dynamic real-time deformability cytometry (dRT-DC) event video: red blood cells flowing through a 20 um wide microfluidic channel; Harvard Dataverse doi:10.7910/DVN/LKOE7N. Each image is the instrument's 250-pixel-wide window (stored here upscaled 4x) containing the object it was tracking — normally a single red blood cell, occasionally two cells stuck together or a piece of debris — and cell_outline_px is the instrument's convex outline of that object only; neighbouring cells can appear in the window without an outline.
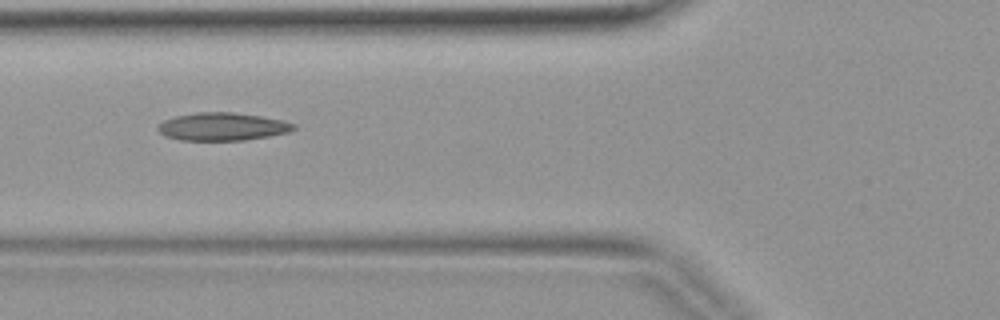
{"species": "common noctule bat (a hibernating species)", "species_latin": "Nyctalus noctula", "temperature_condition": "warm", "stored_images_in_passage": 4, "camera_frame_rate_fps": 3000, "um_per_image_px": 0.085, "animal": {"sex": "female", "body_mass_g": 19.9}, "frame": {"image": 1, "passage_image": 4, "time_ms": 1.0, "image_size_px": [1000, 320], "cell_outline_px": [[296, 128], [288, 132], [268, 136], [244, 140], [180, 140], [164, 136], [156, 128], [164, 120], [176, 116], [196, 112], [232, 112], [260, 116], [284, 120], [296, 124]], "centroid_in_image_um": [18.9, 10.76], "position_along_channel_um": 106.9, "area_um2": 22.02}}